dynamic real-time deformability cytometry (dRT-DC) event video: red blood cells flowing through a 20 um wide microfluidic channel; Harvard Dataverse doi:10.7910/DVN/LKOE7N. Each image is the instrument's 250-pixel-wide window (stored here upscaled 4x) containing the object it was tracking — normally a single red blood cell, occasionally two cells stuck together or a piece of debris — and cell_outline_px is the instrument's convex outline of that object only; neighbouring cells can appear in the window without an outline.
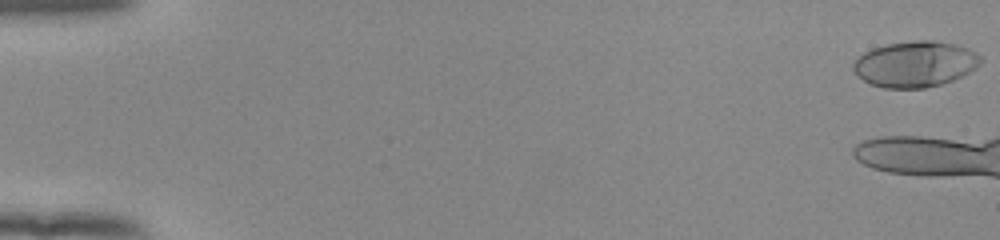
{"species": "human", "species_latin": "Homo sapiens", "temperature_condition": "room temperature", "stored_images_in_passage": 12, "camera_frame_rate_fps": 3000, "um_per_image_px": 0.085, "donor": {"sex": "female"}, "frame": {"image": 1, "passage_image": 1, "time_ms": 0.0, "image_size_px": [1000, 240], "cell_outline_px": [[984, 60], [976, 68], [952, 80], [940, 84], [924, 88], [884, 88], [872, 84], [856, 76], [852, 68], [852, 64], [864, 52], [872, 48], [888, 44], [912, 40], [932, 40], [956, 44], [968, 48], [976, 52]], "centroid_in_image_um": [77.79, 5.44], "position_along_channel_um": 7.2, "area_um2": 34.1}}